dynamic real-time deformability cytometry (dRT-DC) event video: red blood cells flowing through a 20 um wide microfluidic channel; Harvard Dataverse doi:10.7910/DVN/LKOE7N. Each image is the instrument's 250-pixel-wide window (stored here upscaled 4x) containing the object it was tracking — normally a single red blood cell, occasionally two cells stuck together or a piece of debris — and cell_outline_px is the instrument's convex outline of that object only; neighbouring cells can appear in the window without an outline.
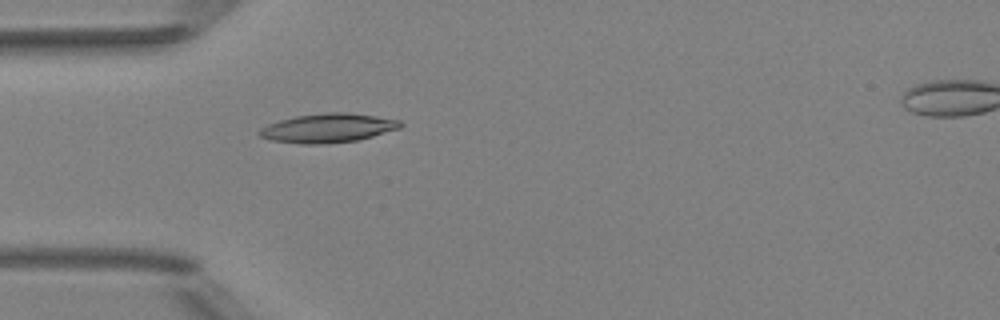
{"species": "Egyptian fruit bat (a non-hibernating species)", "species_latin": "Rousettus aegyptiacus", "temperature_condition": "room temperature", "stored_images_in_passage": 4, "camera_frame_rate_fps": 3000, "um_per_image_px": 0.085, "animal": {"sex": "female"}, "frame": {"image": 1, "passage_image": 3, "time_ms": 2.333, "image_size_px": [1000, 320], "cell_outline_px": [[404, 124], [400, 128], [372, 136], [356, 140], [328, 144], [300, 144], [272, 140], [260, 136], [256, 132], [260, 128], [268, 124], [280, 120], [296, 116], [328, 112], [344, 112], [376, 116], [400, 120]], "centroid_in_image_um": [27.86, 10.88], "position_along_channel_um": 57.1, "area_um2": 23.81}}